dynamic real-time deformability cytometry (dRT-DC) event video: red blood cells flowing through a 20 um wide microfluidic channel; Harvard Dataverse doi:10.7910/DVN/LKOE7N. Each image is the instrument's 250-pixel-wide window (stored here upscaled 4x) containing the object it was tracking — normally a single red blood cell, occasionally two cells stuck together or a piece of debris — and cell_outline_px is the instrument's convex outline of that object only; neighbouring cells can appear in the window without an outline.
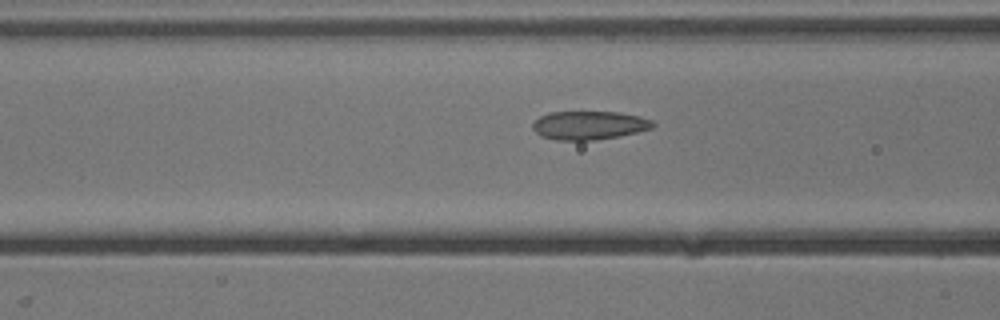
{"species": "common noctule bat (a hibernating species)", "species_latin": "Nyctalus noctula", "temperature_condition": "cold", "stored_images_in_passage": 22, "camera_frame_rate_fps": 3000, "um_per_image_px": 0.085, "animal": {"sex": "male", "body_mass_g": 13.3}, "frame": {"image": 1, "passage_image": 16, "time_ms": 5.0, "image_size_px": [1000, 320], "cell_outline_px": [[656, 124], [652, 128], [620, 136], [596, 140], [556, 140], [540, 136], [532, 128], [532, 124], [540, 116], [548, 112], [616, 112], [640, 116], [652, 120]], "centroid_in_image_um": [50.07, 10.65], "position_along_channel_um": 116.5, "area_um2": 20.06}}
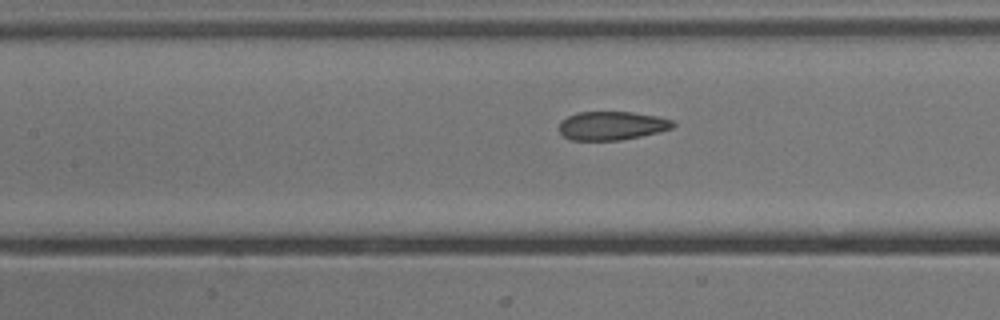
{"frame": {"image": 2, "passage_image": 19, "time_ms": 6.0, "image_size_px": [1000, 320], "cell_outline_px": [[676, 124], [672, 128], [640, 136], [620, 140], [572, 140], [564, 136], [560, 132], [560, 120], [576, 112], [632, 112], [656, 116], [672, 120]], "centroid_in_image_um": [51.98, 10.67], "position_along_channel_um": 155.4, "area_um2": 18.84}}